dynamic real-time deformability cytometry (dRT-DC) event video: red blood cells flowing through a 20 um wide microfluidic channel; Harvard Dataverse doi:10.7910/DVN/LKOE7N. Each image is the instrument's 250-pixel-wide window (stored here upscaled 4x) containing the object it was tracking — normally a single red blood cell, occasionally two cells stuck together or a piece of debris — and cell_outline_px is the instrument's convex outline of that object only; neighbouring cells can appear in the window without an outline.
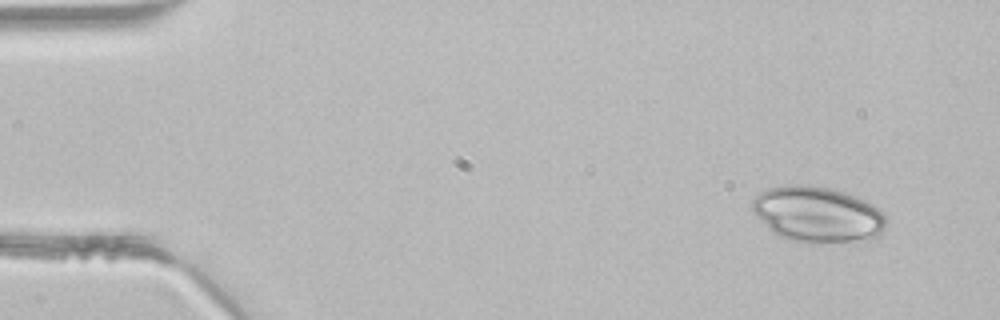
{"species": "common noctule bat (a hibernating species)", "species_latin": "Nyctalus noctula", "temperature_condition": "room temperature", "stored_images_in_passage": 45, "camera_frame_rate_fps": 3000, "um_per_image_px": 0.085, "animal": {"sex": "male", "body_mass_g": 21.5, "forearm_length_mm": 52.0}, "frame": {"image": 1, "passage_image": 3, "time_ms": 0.667, "image_size_px": [1000, 320], "cell_outline_px": [[888, 220], [884, 232], [880, 236], [868, 240], [792, 240], [780, 236], [772, 232], [756, 216], [752, 208], [752, 200], [760, 192], [768, 188], [792, 184], [800, 184], [828, 188], [844, 192], [864, 200], [872, 204]], "centroid_in_image_um": [69.49, 18.19], "position_along_channel_um": 15.5, "area_um2": 42.6}}
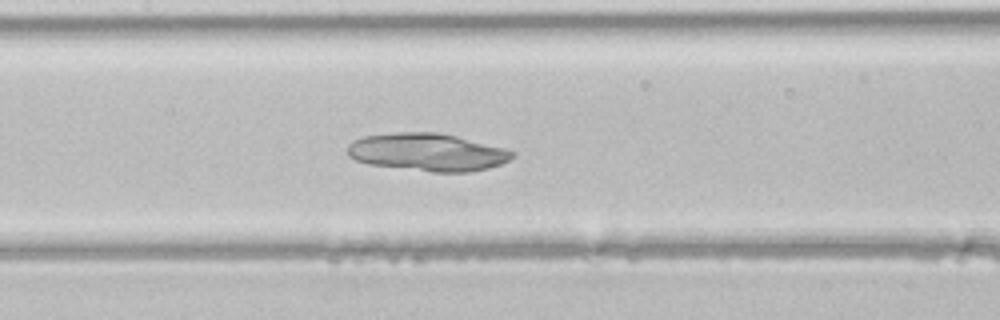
{"frame": {"image": 2, "passage_image": 21, "time_ms": 6.667, "image_size_px": [1000, 320], "cell_outline_px": [[516, 156], [500, 164], [488, 168], [472, 172], [432, 172], [368, 164], [356, 160], [348, 156], [348, 144], [352, 140], [364, 136], [400, 132], [440, 132], [504, 148], [516, 152]], "centroid_in_image_um": [36.34, 12.94], "position_along_channel_um": 171.1, "area_um2": 36.3}}
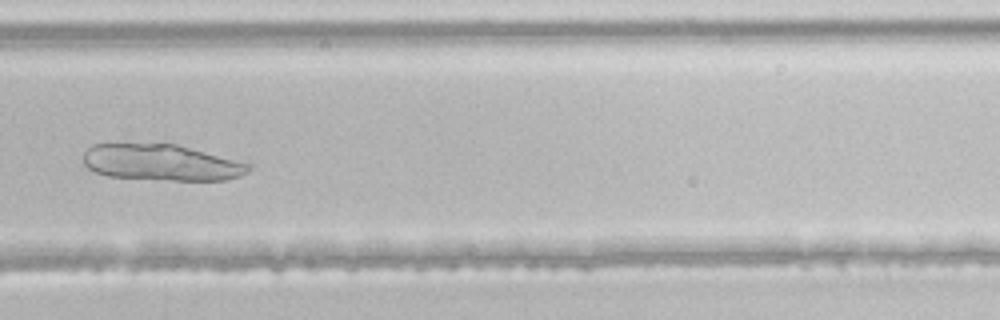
{"frame": {"image": 3, "passage_image": 31, "time_ms": 10.0, "image_size_px": [1000, 320], "cell_outline_px": [[252, 168], [248, 172], [240, 176], [228, 180], [172, 180], [108, 176], [96, 172], [88, 168], [84, 164], [84, 152], [92, 144], [176, 144], [252, 164]], "centroid_in_image_um": [13.75, 13.82], "position_along_channel_um": 316.1, "area_um2": 34.74}}